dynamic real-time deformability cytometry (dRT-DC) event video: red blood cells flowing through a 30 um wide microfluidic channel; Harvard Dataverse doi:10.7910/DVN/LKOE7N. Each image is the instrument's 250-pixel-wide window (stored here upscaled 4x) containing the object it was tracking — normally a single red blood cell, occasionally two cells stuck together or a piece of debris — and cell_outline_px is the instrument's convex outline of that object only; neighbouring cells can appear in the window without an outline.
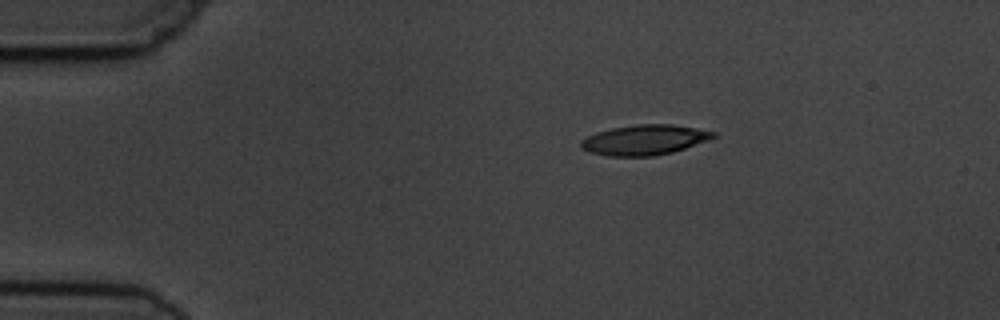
{"species": "common noctule bat (a hibernating species)", "species_latin": "Nyctalus noctula", "temperature_condition": "cold", "stored_images_in_passage": 4, "camera_frame_rate_fps": 3000, "um_per_image_px": 0.085, "animal": {"sex": "male", "body_mass_g": 19.5, "forearm_length_mm": 54.6}, "frame": {"image": 1, "passage_image": 1, "time_ms": 0.0, "image_size_px": [1000, 320], "cell_outline_px": [[716, 136], [708, 140], [672, 152], [652, 156], [608, 156], [592, 152], [580, 148], [580, 140], [596, 132], [612, 128], [636, 124], [672, 124], [696, 128], [716, 132]], "centroid_in_image_um": [54.76, 11.88], "position_along_channel_um": 30.2, "area_um2": 23.12}}
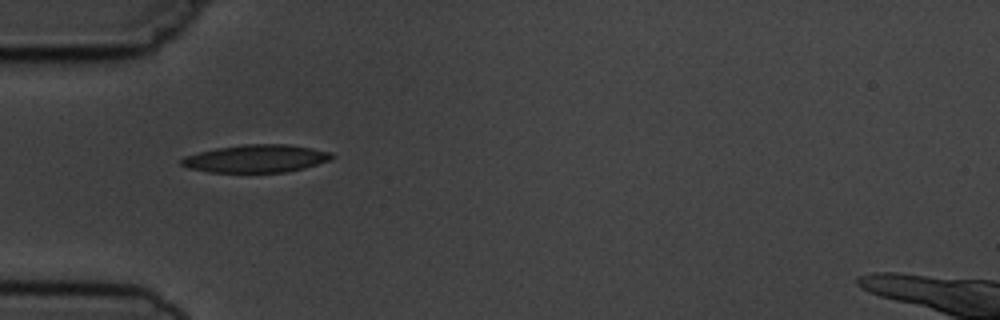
{"frame": {"image": 2, "passage_image": 3, "time_ms": 2.333, "image_size_px": [1000, 320], "cell_outline_px": [[336, 156], [328, 160], [304, 168], [284, 172], [208, 172], [188, 168], [180, 164], [180, 160], [184, 156], [216, 148], [244, 144], [288, 144], [312, 148], [332, 152]], "centroid_in_image_um": [21.76, 13.47], "position_along_channel_um": 63.2, "area_um2": 24.28}}
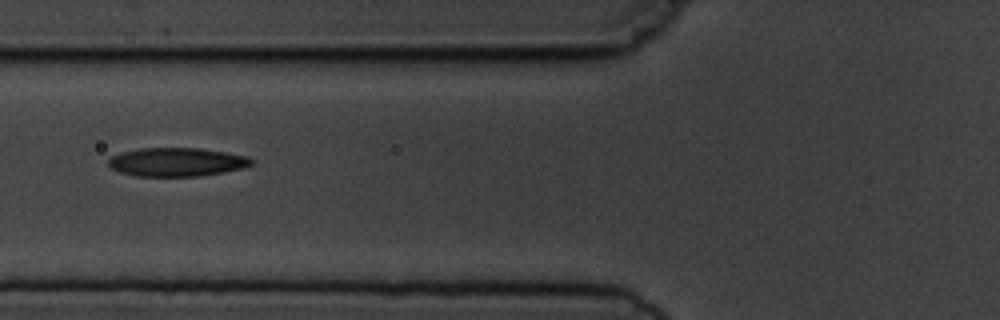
{"frame": {"image": 3, "passage_image": 4, "time_ms": 3.667, "image_size_px": [1000, 320], "cell_outline_px": [[256, 164], [224, 172], [196, 176], [136, 176], [120, 172], [112, 168], [108, 164], [108, 160], [112, 156], [120, 152], [140, 148], [200, 148], [248, 156], [256, 160]], "centroid_in_image_um": [15.05, 13.77], "position_along_channel_um": 110.8, "area_um2": 23.93}}